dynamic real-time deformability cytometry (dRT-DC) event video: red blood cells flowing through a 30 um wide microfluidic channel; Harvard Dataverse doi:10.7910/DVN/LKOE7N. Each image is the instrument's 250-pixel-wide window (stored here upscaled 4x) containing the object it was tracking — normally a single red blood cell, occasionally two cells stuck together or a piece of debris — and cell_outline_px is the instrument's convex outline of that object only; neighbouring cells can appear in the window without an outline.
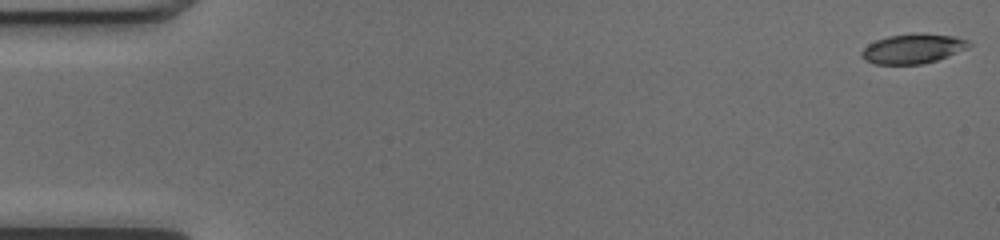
{"species": "common noctule bat (a hibernating species)", "species_latin": "Nyctalus noctula", "temperature_condition": "cold", "stored_images_in_passage": 17, "camera_frame_rate_fps": 3000, "um_per_image_px": 0.085, "animal": {"sex": "female", "body_mass_g": 17.0, "forearm_length_mm": 48.0}, "frame": {"image": 1, "passage_image": 1, "time_ms": 0.0, "image_size_px": [1000, 240], "cell_outline_px": [[972, 44], [968, 48], [948, 56], [924, 64], [876, 64], [864, 60], [860, 56], [860, 52], [868, 44], [876, 40], [888, 36], [952, 36], [968, 40]], "centroid_in_image_um": [77.55, 4.19], "position_along_channel_um": 7.4, "area_um2": 17.74}}
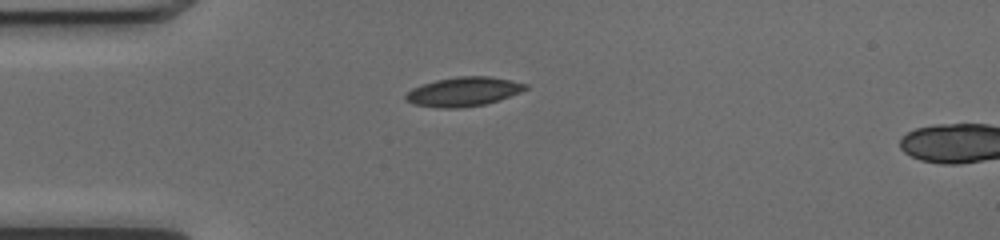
{"frame": {"image": 2, "passage_image": 14, "time_ms": 4.333, "image_size_px": [1000, 240], "cell_outline_px": [[528, 88], [520, 92], [500, 100], [484, 104], [460, 108], [444, 108], [416, 104], [404, 100], [404, 96], [412, 88], [436, 80], [456, 76], [488, 76], [512, 80], [528, 84]], "centroid_in_image_um": [39.42, 7.78], "position_along_channel_um": 45.6, "area_um2": 20.29}}